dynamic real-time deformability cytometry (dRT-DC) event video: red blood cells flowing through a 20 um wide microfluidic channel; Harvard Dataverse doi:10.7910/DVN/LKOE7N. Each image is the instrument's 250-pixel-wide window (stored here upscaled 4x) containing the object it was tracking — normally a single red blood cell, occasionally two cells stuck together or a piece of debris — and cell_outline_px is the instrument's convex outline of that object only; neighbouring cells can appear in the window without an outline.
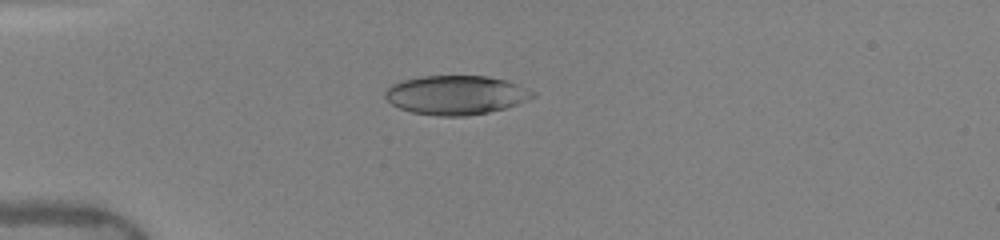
{"species": "human", "species_latin": "Homo sapiens", "temperature_condition": "warm", "stored_images_in_passage": 37, "camera_frame_rate_fps": 3000, "um_per_image_px": 0.085, "donor": {"sex": "female"}, "frame": {"image": 1, "passage_image": 1, "time_ms": 0.0, "image_size_px": [1000, 240], "cell_outline_px": [[536, 96], [528, 100], [504, 108], [488, 112], [464, 116], [440, 116], [412, 112], [400, 108], [392, 104], [384, 96], [384, 92], [392, 84], [404, 80], [420, 76], [488, 76], [504, 80], [516, 84], [536, 92]], "centroid_in_image_um": [38.75, 8.07], "position_along_channel_um": 46.2, "area_um2": 33.41}}
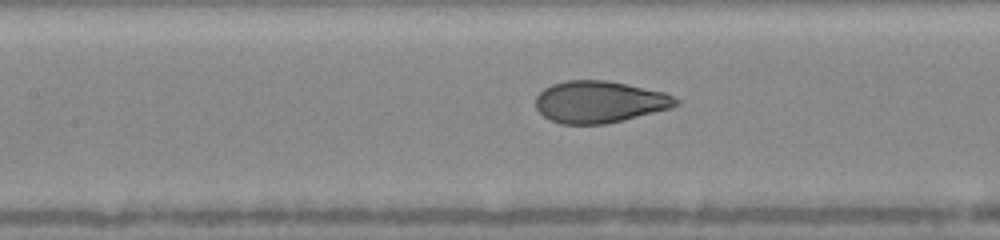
{"frame": {"image": 2, "passage_image": 11, "time_ms": 3.333, "image_size_px": [1000, 240], "cell_outline_px": [[680, 104], [672, 108], [604, 124], [560, 124], [544, 116], [536, 108], [536, 96], [544, 88], [552, 84], [564, 80], [608, 80], [628, 84], [664, 92], [680, 100]], "centroid_in_image_um": [50.96, 8.65], "position_along_channel_um": 156.4, "area_um2": 34.22}}
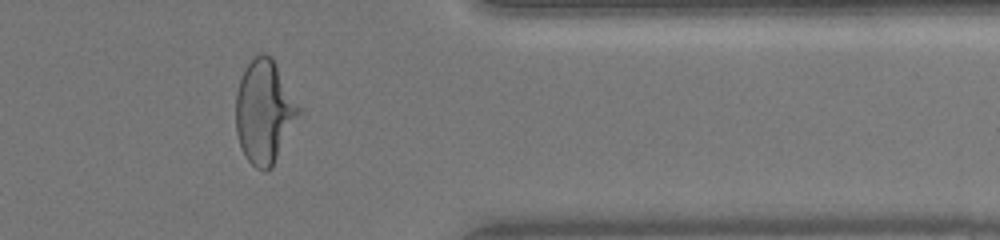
{"frame": {"image": 3, "passage_image": 29, "time_ms": 9.333, "image_size_px": [1000, 240], "cell_outline_px": [[300, 112], [272, 168], [264, 172], [256, 168], [248, 160], [240, 144], [236, 132], [236, 92], [244, 68], [256, 52], [264, 52], [272, 56], [300, 108]], "centroid_in_image_um": [22.44, 9.45], "position_along_channel_um": 389.0, "area_um2": 37.69}, "authors_computed_cell_mechanics": {"area_um2": 35.2002, "velocity_mm_per_s": 4.0599, "shape_relaxation_time_tau1_ms": 4.1898, "shape_relaxation_time_tau2_ms": null, "deformation_change_tau1": 0.2039, "deformation_change_tau2": null}}